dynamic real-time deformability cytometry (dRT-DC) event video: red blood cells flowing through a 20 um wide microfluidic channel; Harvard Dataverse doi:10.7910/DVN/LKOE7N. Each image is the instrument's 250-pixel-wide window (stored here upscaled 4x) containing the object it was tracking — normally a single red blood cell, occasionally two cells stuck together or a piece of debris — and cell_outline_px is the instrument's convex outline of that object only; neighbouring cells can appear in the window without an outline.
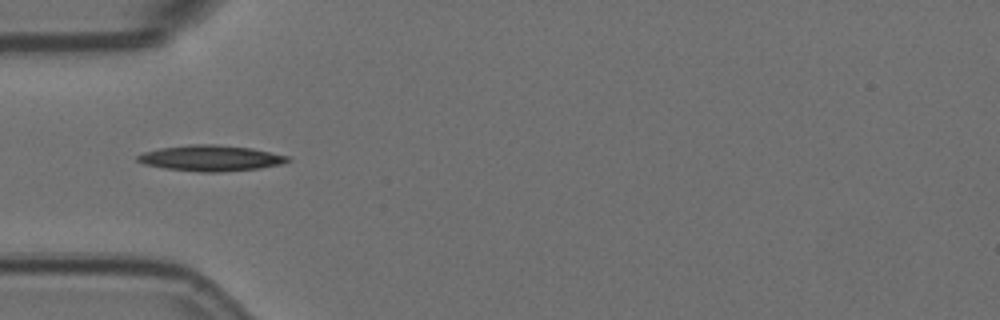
{"species": "Egyptian fruit bat (a non-hibernating species)", "species_latin": "Rousettus aegyptiacus", "temperature_condition": "room temperature", "stored_images_in_passage": 20, "camera_frame_rate_fps": 3000, "um_per_image_px": 0.085, "animal": {"sex": "female"}, "frame": {"image": 1, "passage_image": 4, "time_ms": 1.0, "image_size_px": [1000, 320], "cell_outline_px": [[292, 160], [284, 164], [260, 168], [220, 172], [200, 172], [164, 168], [144, 164], [136, 160], [136, 156], [144, 152], [160, 148], [188, 144], [216, 144], [252, 148], [288, 156]], "centroid_in_image_um": [17.93, 13.44], "position_along_channel_um": 67.1, "area_um2": 22.72}}